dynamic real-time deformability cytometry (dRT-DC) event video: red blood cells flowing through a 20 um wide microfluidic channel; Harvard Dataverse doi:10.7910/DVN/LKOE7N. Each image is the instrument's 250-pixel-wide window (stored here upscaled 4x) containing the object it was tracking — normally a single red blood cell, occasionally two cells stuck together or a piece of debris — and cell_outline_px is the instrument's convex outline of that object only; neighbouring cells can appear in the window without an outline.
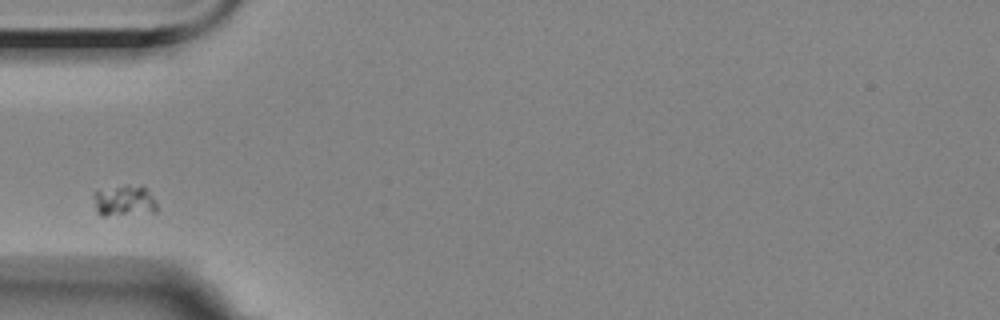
{"species": "Egyptian fruit bat (a non-hibernating species)", "species_latin": "Rousettus aegyptiacus", "temperature_condition": "room temperature", "stored_images_in_passage": 6, "camera_frame_rate_fps": 3000, "um_per_image_px": 0.085, "animal": {"sex": "female"}, "frame": {"image": 1, "passage_image": 1, "time_ms": 0.0, "image_size_px": [1000, 320], "cell_outline_px": [[156, 212], [104, 216], [100, 216], [96, 212], [92, 196], [92, 192], [140, 184], [152, 196], [156, 204]], "centroid_in_image_um": [10.52, 17.1], "position_along_channel_um": 74.5, "area_um2": 11.27}}
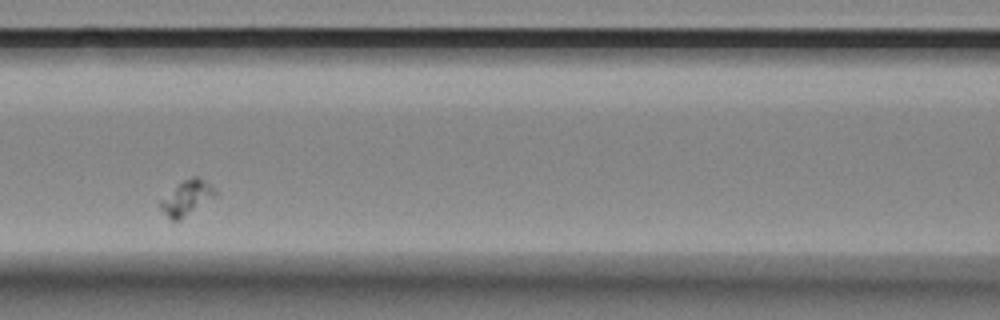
{"frame": {"image": 2, "passage_image": 3, "time_ms": 2.333, "image_size_px": [1000, 320], "cell_outline_px": [[216, 196], [176, 220], [168, 220], [160, 208], [160, 200], [180, 180], [192, 176], [196, 176], [204, 180], [216, 188]], "centroid_in_image_um": [15.84, 16.76], "position_along_channel_um": 150.8, "area_um2": 10.98}}
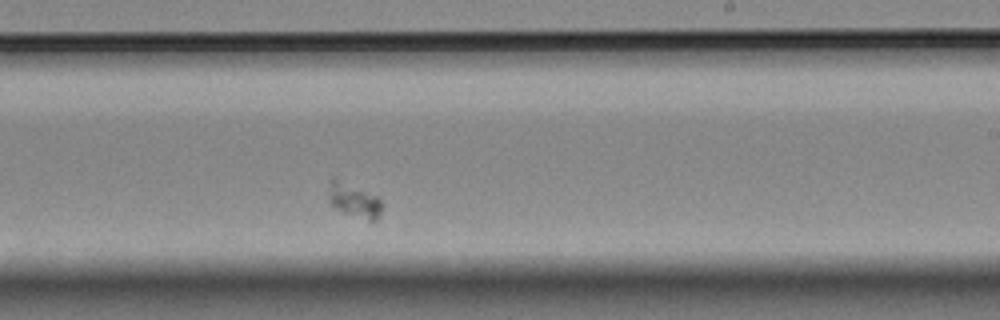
{"frame": {"image": 3, "passage_image": 6, "time_ms": 5.667, "image_size_px": [1000, 320], "cell_outline_px": [[384, 204], [380, 216], [376, 220], [368, 220], [344, 212], [332, 204], [328, 200], [328, 192], [332, 176], [336, 176], [376, 196]], "centroid_in_image_um": [30.1, 16.98], "position_along_channel_um": 258.9, "area_um2": 10.69}}